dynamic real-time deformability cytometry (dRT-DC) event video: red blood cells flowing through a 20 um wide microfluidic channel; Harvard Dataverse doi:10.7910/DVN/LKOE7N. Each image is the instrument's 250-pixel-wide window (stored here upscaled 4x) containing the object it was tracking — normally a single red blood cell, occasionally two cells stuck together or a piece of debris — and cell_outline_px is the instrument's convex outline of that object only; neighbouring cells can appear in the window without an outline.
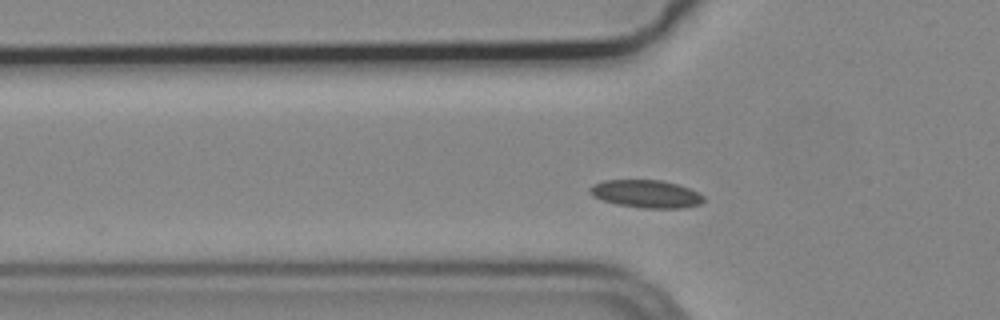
{"species": "common noctule bat (a hibernating species)", "species_latin": "Nyctalus noctula", "temperature_condition": "cold", "stored_images_in_passage": 4, "camera_frame_rate_fps": 3000, "um_per_image_px": 0.085, "animal": {"sex": "male", "body_mass_g": 19.2, "forearm_length_mm": 51.8}, "frame": {"image": 1, "passage_image": 2, "time_ms": 0.333, "image_size_px": [1000, 320], "cell_outline_px": [[704, 200], [700, 204], [680, 208], [640, 208], [616, 204], [592, 196], [588, 192], [588, 188], [592, 184], [604, 180], [660, 180], [676, 184], [688, 188], [704, 196]], "centroid_in_image_um": [54.87, 16.48], "position_along_channel_um": 70.9, "area_um2": 18.38}}
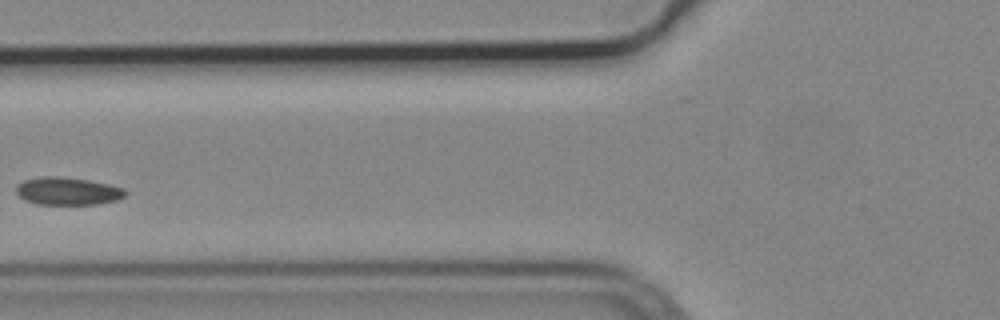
{"frame": {"image": 2, "passage_image": 3, "time_ms": 0.667, "image_size_px": [1000, 320], "cell_outline_px": [[128, 192], [124, 196], [116, 200], [96, 204], [36, 204], [24, 200], [16, 192], [16, 184], [24, 180], [40, 176], [60, 176], [88, 180], [108, 184], [124, 188]], "centroid_in_image_um": [5.72, 16.24], "position_along_channel_um": 120.1, "area_um2": 17.69}}
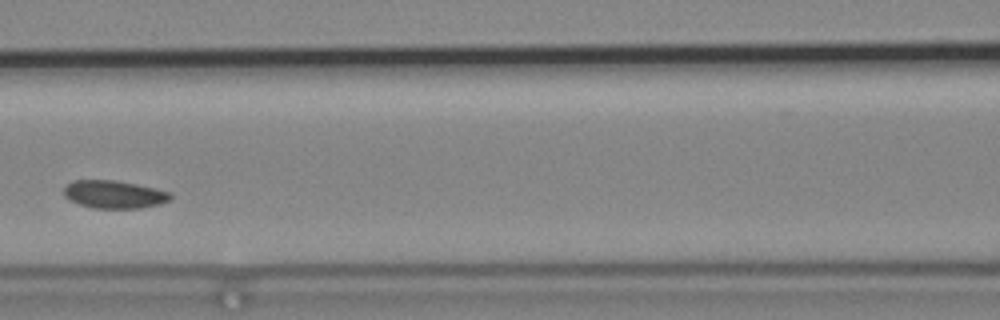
{"frame": {"image": 3, "passage_image": 4, "time_ms": 1.0, "image_size_px": [1000, 320], "cell_outline_px": [[172, 196], [168, 200], [160, 204], [140, 208], [92, 208], [80, 204], [64, 196], [64, 184], [72, 180], [116, 180], [136, 184], [172, 192]], "centroid_in_image_um": [9.69, 16.51], "position_along_channel_um": 156.9, "area_um2": 17.34}}